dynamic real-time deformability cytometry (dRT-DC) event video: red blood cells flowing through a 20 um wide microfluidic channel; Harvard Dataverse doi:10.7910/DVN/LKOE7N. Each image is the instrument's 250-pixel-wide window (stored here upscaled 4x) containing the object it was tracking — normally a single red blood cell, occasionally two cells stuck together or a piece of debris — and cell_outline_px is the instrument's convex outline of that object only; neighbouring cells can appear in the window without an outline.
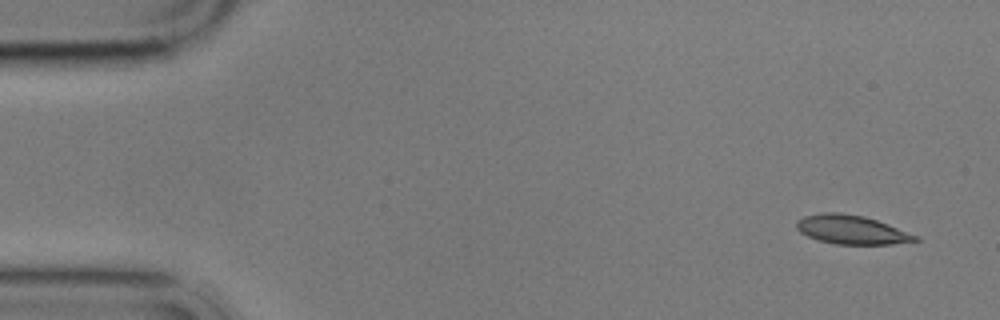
{"species": "common noctule bat (a hibernating species)", "species_latin": "Nyctalus noctula", "temperature_condition": "cold", "stored_images_in_passage": 4, "camera_frame_rate_fps": 3000, "um_per_image_px": 0.085, "animal": {"sex": "male", "body_mass_g": 17.9}, "frame": {"image": 1, "passage_image": 1, "time_ms": 0.0, "image_size_px": [1000, 320], "cell_outline_px": [[920, 240], [892, 244], [836, 244], [820, 240], [808, 236], [800, 232], [796, 228], [796, 220], [804, 216], [820, 212], [840, 212], [864, 216], [888, 224], [920, 236]], "centroid_in_image_um": [72.38, 19.51], "position_along_channel_um": 12.6, "area_um2": 20.06}}